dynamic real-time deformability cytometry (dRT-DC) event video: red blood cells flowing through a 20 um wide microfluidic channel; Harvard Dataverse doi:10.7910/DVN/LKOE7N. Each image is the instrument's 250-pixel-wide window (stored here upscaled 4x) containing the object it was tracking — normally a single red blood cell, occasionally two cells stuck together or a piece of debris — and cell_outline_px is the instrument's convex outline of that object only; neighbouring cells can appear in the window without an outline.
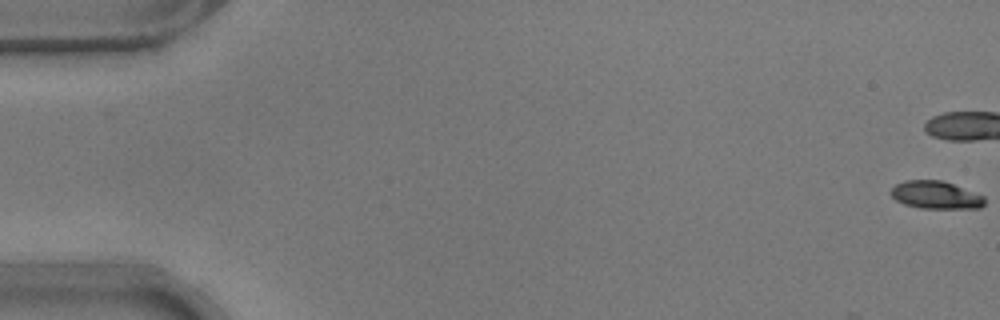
{"species": "common noctule bat (a hibernating species)", "species_latin": "Nyctalus noctula", "temperature_condition": "warm", "stored_images_in_passage": 5, "camera_frame_rate_fps": 3000, "um_per_image_px": 0.085, "animal": {"sex": "male", "body_mass_g": 17.9}, "frame": {"image": 1, "passage_image": 1, "time_ms": 0.0, "image_size_px": [1000, 320], "cell_outline_px": [[984, 204], [980, 208], [920, 208], [904, 204], [896, 200], [888, 192], [896, 184], [904, 180], [940, 180], [952, 184], [984, 196]], "centroid_in_image_um": [79.49, 16.57], "position_along_channel_um": 5.5, "area_um2": 15.03}}